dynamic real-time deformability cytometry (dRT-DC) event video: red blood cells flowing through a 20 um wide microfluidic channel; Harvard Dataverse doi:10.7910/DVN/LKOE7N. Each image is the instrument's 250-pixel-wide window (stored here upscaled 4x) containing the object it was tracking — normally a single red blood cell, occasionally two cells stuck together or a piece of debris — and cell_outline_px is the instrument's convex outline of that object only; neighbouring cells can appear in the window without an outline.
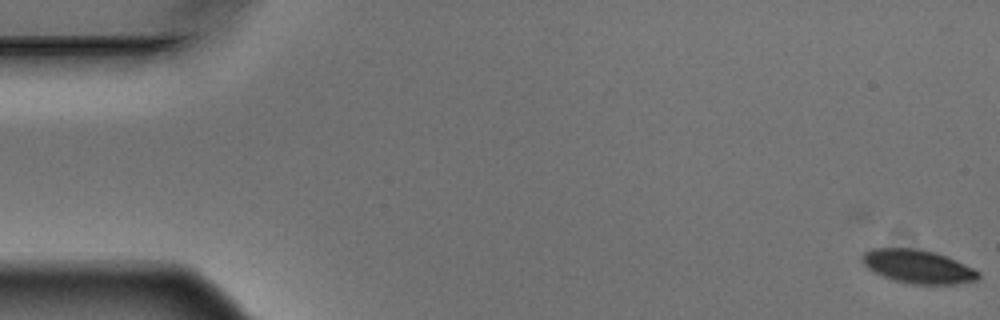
{"species": "Egyptian fruit bat (a non-hibernating species)", "species_latin": "Rousettus aegyptiacus", "temperature_condition": "warm", "stored_images_in_passage": 11, "camera_frame_rate_fps": 3000, "um_per_image_px": 0.085, "animal": {"sex": "male"}, "frame": {"image": 1, "passage_image": 1, "time_ms": 0.0, "image_size_px": [1000, 320], "cell_outline_px": [[980, 276], [976, 280], [956, 284], [912, 284], [892, 280], [868, 268], [860, 260], [860, 256], [864, 252], [872, 248], [920, 248], [936, 252], [948, 256], [980, 272]], "centroid_in_image_um": [78.01, 22.64], "position_along_channel_um": 7.0, "area_um2": 22.83}}
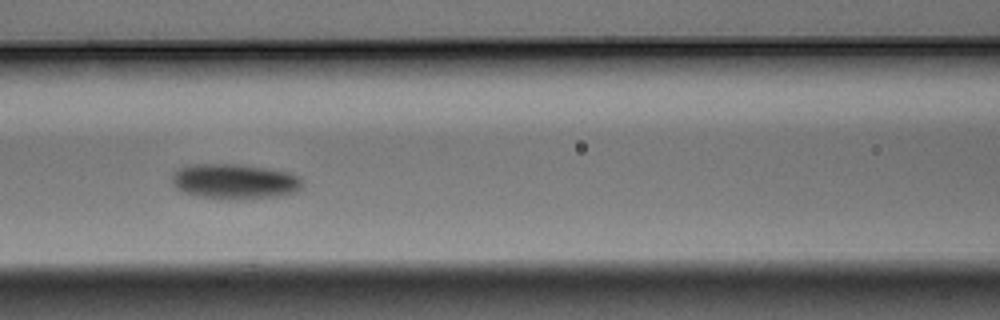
{"frame": {"image": 2, "passage_image": 7, "time_ms": 2.0, "image_size_px": [1000, 320], "cell_outline_px": [[304, 184], [296, 192], [280, 196], [240, 200], [232, 200], [200, 196], [180, 192], [172, 184], [172, 172], [176, 168], [184, 164], [244, 164], [272, 168], [292, 172], [300, 176], [304, 180]], "centroid_in_image_um": [19.96, 15.41], "position_along_channel_um": 146.6, "area_um2": 27.8}}
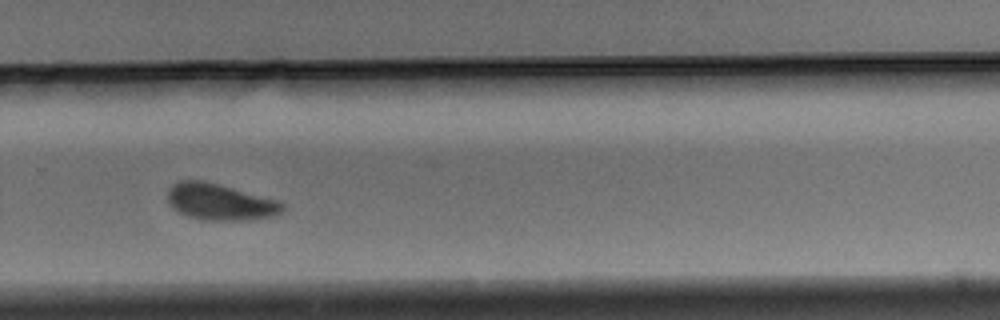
{"frame": {"image": 3, "passage_image": 11, "time_ms": 3.333, "image_size_px": [1000, 320], "cell_outline_px": [[284, 208], [280, 212], [272, 216], [244, 220], [200, 220], [188, 216], [180, 212], [168, 204], [168, 188], [172, 184], [180, 180], [200, 180], [220, 184], [280, 200], [284, 204]], "centroid_in_image_um": [18.69, 17.15], "position_along_channel_um": 311.1, "area_um2": 24.51}}